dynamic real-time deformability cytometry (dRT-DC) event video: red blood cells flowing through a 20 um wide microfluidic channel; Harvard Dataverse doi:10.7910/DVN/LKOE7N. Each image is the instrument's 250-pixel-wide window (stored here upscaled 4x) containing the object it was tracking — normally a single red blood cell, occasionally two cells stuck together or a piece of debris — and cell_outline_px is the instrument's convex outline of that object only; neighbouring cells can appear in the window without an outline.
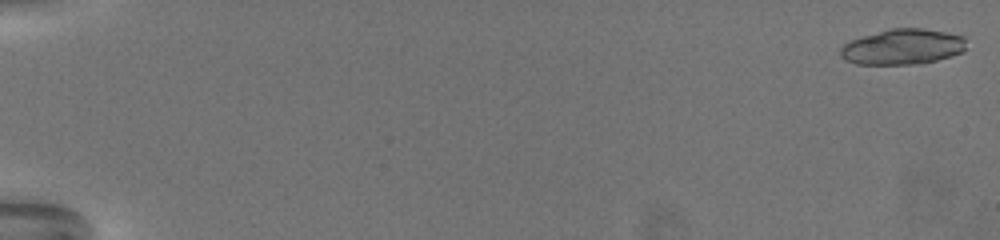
{"species": "common noctule bat (a hibernating species)", "species_latin": "Nyctalus noctula", "temperature_condition": "warm", "stored_images_in_passage": 32, "camera_frame_rate_fps": 3000, "um_per_image_px": 0.085, "animal": {"sex": "female", "body_mass_g": 19.5, "forearm_length_mm": 54.1}, "frame": {"image": 1, "passage_image": 2, "time_ms": 0.333, "image_size_px": [1000, 240], "cell_outline_px": [[964, 52], [936, 60], [920, 64], [856, 64], [844, 60], [840, 56], [840, 48], [844, 44], [852, 40], [888, 28], [924, 28], [964, 36]], "centroid_in_image_um": [76.7, 3.98], "position_along_channel_um": 8.3, "area_um2": 26.01}}
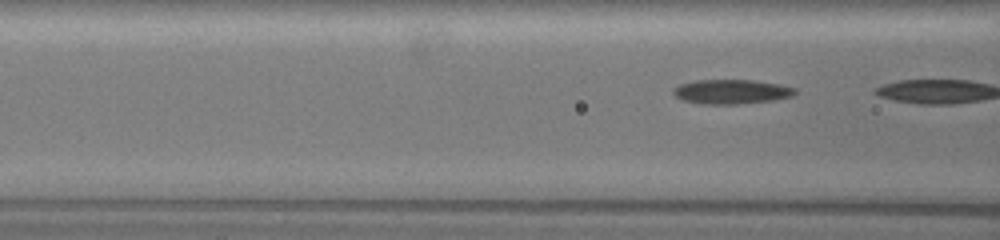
{"frame": {"image": 2, "passage_image": 31, "time_ms": 10.0, "image_size_px": [1000, 240], "cell_outline_px": [[796, 92], [792, 96], [772, 100], [736, 104], [704, 104], [684, 100], [676, 96], [672, 92], [672, 88], [680, 84], [696, 80], [752, 80], [780, 84], [796, 88]], "centroid_in_image_um": [62.16, 7.78], "position_along_channel_um": 104.4, "area_um2": 17.22}}